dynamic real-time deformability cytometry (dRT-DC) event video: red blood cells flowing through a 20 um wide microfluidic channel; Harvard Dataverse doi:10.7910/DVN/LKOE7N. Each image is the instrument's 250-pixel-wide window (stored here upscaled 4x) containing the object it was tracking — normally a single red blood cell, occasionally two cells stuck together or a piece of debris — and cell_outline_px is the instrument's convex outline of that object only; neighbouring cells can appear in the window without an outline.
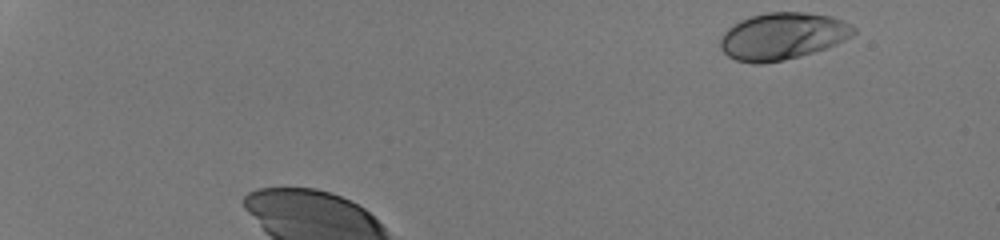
{"species": "human", "species_latin": "Homo sapiens", "temperature_condition": "room temperature", "stored_images_in_passage": 28, "camera_frame_rate_fps": 3000, "um_per_image_px": 0.085, "donor": {"sex": "male"}, "frame": {"image": 1, "passage_image": 1, "time_ms": 0.0, "image_size_px": [1000, 240], "cell_outline_px": [[856, 32], [852, 36], [836, 44], [800, 56], [784, 60], [760, 64], [752, 64], [736, 60], [728, 56], [720, 48], [720, 36], [732, 24], [740, 20], [752, 16], [768, 12], [804, 12], [832, 16], [856, 28]], "centroid_in_image_um": [66.48, 3.08], "position_along_channel_um": 18.5, "area_um2": 36.47}}